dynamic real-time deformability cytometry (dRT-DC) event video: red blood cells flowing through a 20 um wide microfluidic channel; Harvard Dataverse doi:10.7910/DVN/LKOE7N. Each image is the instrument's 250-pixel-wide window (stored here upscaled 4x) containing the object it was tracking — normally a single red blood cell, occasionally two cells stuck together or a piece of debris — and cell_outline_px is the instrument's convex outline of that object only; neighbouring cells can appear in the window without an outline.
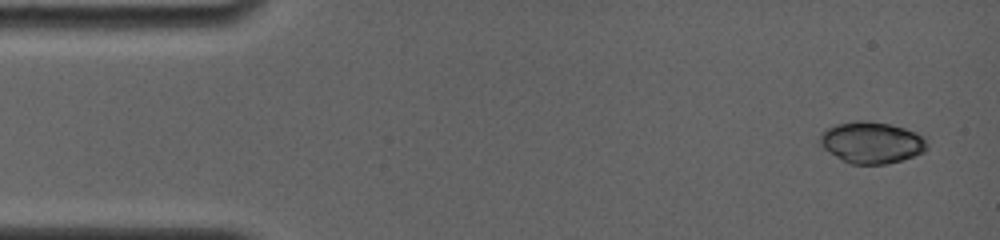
{"species": "common noctule bat (a hibernating species)", "species_latin": "Nyctalus noctula", "temperature_condition": "room temperature", "stored_images_in_passage": 7, "camera_frame_rate_fps": 4000, "um_per_image_px": 0.085, "animal": {"sex": "female", "body_mass_g": 19.0, "forearm_length_mm": 56.7}, "frame": {"image": 1, "passage_image": 1, "time_ms": 0.0, "image_size_px": [1000, 240], "cell_outline_px": [[928, 148], [924, 152], [888, 164], [848, 164], [824, 148], [820, 144], [820, 132], [836, 124], [856, 120], [868, 120], [888, 124], [904, 128], [916, 132], [924, 136], [928, 144]], "centroid_in_image_um": [74.1, 12.11], "position_along_channel_um": 10.9, "area_um2": 26.01}}
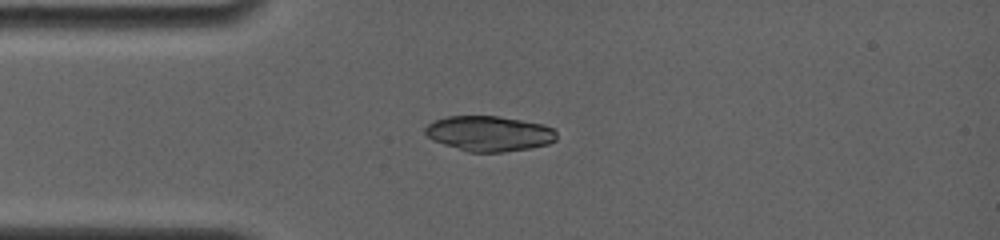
{"frame": {"image": 2, "passage_image": 5, "time_ms": 3.25, "image_size_px": [1000, 240], "cell_outline_px": [[556, 140], [548, 144], [528, 148], [504, 152], [468, 152], [432, 140], [424, 132], [424, 128], [432, 120], [448, 116], [496, 116], [544, 124], [552, 128], [556, 132]], "centroid_in_image_um": [41.55, 11.35], "position_along_channel_um": 43.4, "area_um2": 26.99}}
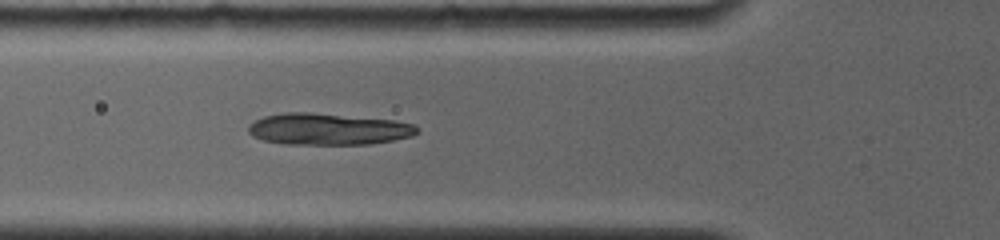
{"frame": {"image": 3, "passage_image": 7, "time_ms": 5.0, "image_size_px": [1000, 240], "cell_outline_px": [[420, 132], [412, 136], [392, 140], [368, 144], [288, 144], [264, 140], [252, 136], [248, 132], [248, 124], [264, 116], [284, 112], [308, 112], [392, 120], [416, 124], [420, 128]], "centroid_in_image_um": [27.91, 10.97], "position_along_channel_um": 97.9, "area_um2": 31.04}}